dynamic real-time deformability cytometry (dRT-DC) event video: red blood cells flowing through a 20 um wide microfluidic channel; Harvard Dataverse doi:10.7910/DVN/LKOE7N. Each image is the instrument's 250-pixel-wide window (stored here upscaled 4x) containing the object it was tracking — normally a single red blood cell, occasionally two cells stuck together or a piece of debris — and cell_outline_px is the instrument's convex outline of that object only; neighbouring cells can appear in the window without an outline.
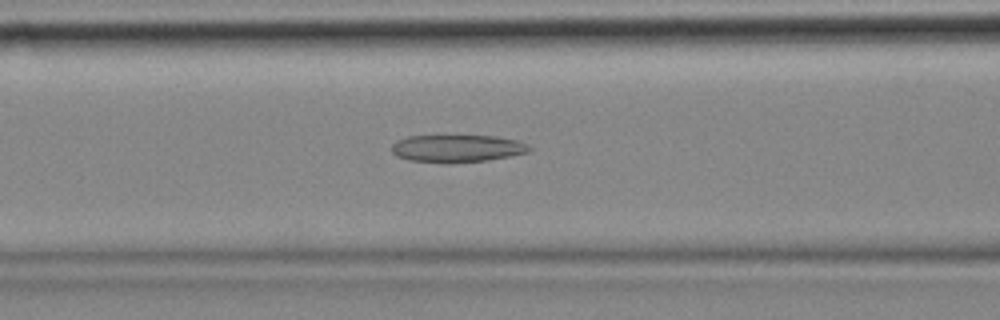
{"species": "common noctule bat (a hibernating species)", "species_latin": "Nyctalus noctula", "temperature_condition": "cold", "stored_images_in_passage": 36, "camera_frame_rate_fps": 3000, "um_per_image_px": 0.085, "animal": {"sex": "female", "body_mass_g": 18.4}, "frame": {"image": 1, "passage_image": 6, "time_ms": 1.667, "image_size_px": [1000, 320], "cell_outline_px": [[532, 148], [528, 152], [488, 160], [444, 164], [408, 160], [396, 156], [392, 152], [392, 144], [396, 140], [408, 136], [496, 136], [516, 140], [528, 144]], "centroid_in_image_um": [38.82, 12.63], "position_along_channel_um": 127.8, "area_um2": 22.2}, "authors_computed_cell_mechanics": {"area_um2": 22.3397, "velocity_mm_per_s": 3.4891, "shape_relaxation_time_tau1_ms": null, "shape_relaxation_time_tau2_ms": 10.72, "deformation_change_tau1": null, "deformation_change_tau2": 0.258}}